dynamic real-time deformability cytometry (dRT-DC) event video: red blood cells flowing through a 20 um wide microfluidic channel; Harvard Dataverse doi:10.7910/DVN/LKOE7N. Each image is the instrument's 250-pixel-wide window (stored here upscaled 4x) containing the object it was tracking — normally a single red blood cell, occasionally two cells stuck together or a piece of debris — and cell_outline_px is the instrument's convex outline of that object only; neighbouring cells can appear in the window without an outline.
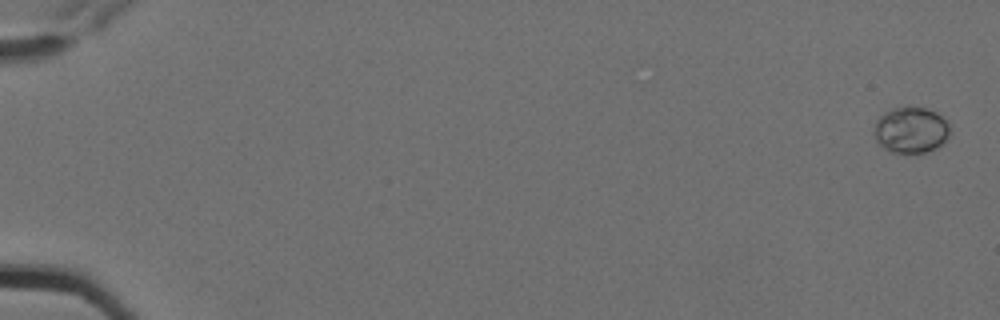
{"species": "Egyptian fruit bat (a non-hibernating species)", "species_latin": "Rousettus aegyptiacus", "temperature_condition": "cold", "stored_images_in_passage": 6, "camera_frame_rate_fps": 3000, "um_per_image_px": 0.085, "animal": {"sex": "female"}, "frame": {"image": 1, "passage_image": 1, "time_ms": 0.0, "image_size_px": [1000, 320], "cell_outline_px": [[952, 132], [948, 140], [936, 148], [924, 152], [888, 152], [876, 140], [872, 132], [876, 120], [884, 112], [896, 108], [924, 108], [936, 112], [948, 120]], "centroid_in_image_um": [77.46, 11.06], "position_along_channel_um": 7.5, "area_um2": 20.58}}
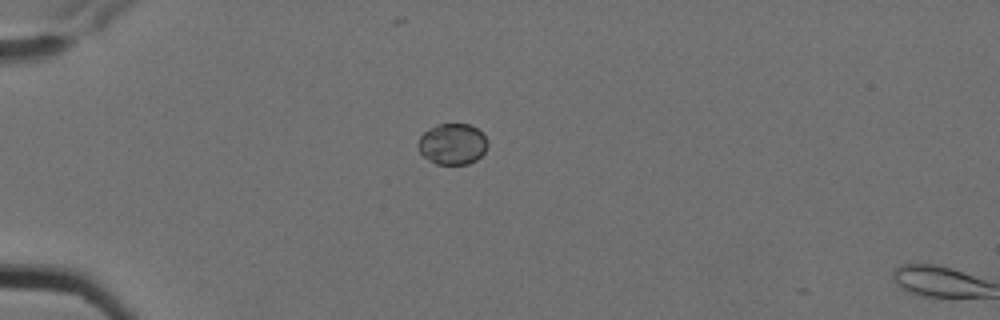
{"frame": {"image": 2, "passage_image": 5, "time_ms": 1.333, "image_size_px": [1000, 320], "cell_outline_px": [[488, 144], [484, 152], [476, 160], [468, 164], [436, 164], [428, 160], [420, 152], [416, 144], [420, 136], [424, 132], [436, 124], [472, 124], [488, 140]], "centroid_in_image_um": [38.44, 12.24], "position_along_channel_um": 46.6, "area_um2": 16.7}}